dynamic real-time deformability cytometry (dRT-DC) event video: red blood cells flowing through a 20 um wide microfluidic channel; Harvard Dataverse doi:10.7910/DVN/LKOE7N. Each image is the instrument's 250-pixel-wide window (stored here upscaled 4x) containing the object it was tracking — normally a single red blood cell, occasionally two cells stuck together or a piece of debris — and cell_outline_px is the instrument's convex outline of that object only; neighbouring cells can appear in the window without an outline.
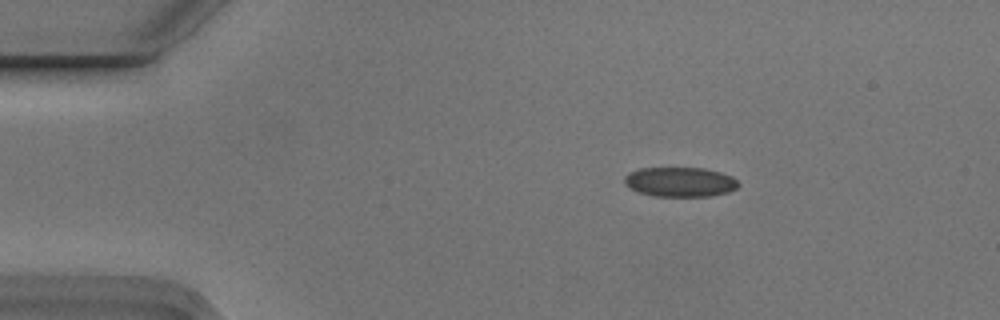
{"species": "Egyptian fruit bat (a non-hibernating species)", "species_latin": "Rousettus aegyptiacus", "temperature_condition": "cold", "stored_images_in_passage": 3, "camera_frame_rate_fps": 3000, "um_per_image_px": 0.085, "animal": {"sex": "male"}, "frame": {"image": 1, "passage_image": 1, "time_ms": 0.0, "image_size_px": [1000, 320], "cell_outline_px": [[740, 184], [736, 188], [728, 192], [708, 196], [652, 196], [640, 192], [624, 184], [624, 176], [628, 172], [640, 168], [704, 168], [720, 172], [732, 176]], "centroid_in_image_um": [57.79, 15.46], "position_along_channel_um": 27.2, "area_um2": 19.65}}
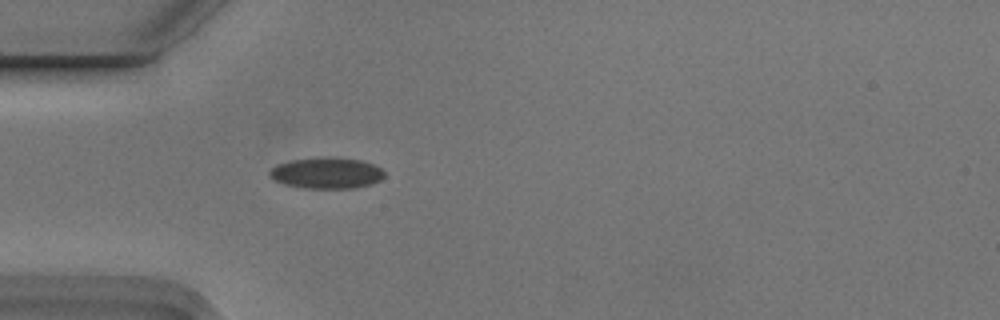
{"frame": {"image": 2, "passage_image": 3, "time_ms": 0.667, "image_size_px": [1000, 320], "cell_outline_px": [[384, 176], [380, 180], [372, 184], [356, 188], [304, 188], [288, 184], [276, 180], [268, 172], [276, 164], [292, 160], [360, 160], [372, 164], [380, 168], [384, 172]], "centroid_in_image_um": [27.8, 14.76], "position_along_channel_um": 57.2, "area_um2": 19.65}}